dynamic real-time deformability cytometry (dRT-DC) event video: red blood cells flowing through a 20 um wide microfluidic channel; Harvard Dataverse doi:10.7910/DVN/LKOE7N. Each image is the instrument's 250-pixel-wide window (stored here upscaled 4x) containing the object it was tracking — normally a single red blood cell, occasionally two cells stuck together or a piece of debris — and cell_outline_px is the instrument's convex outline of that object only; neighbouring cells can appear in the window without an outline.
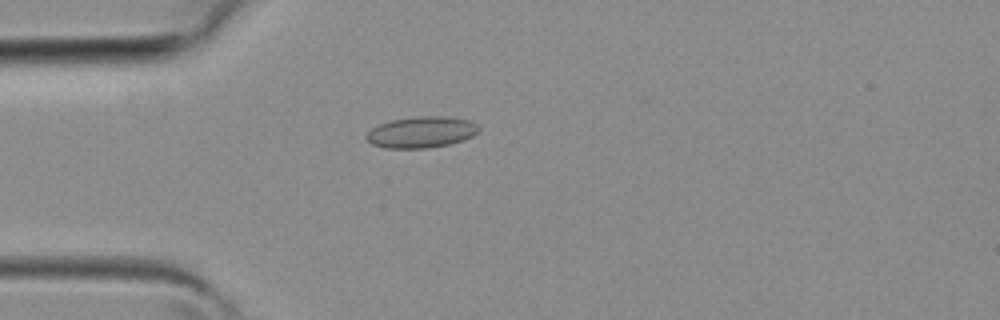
{"species": "common noctule bat (a hibernating species)", "species_latin": "Nyctalus noctula", "temperature_condition": "room temperature", "stored_images_in_passage": 33, "camera_frame_rate_fps": 3000, "um_per_image_px": 0.085, "animal": {"sex": "female", "body_mass_g": 19.3, "forearm_length_mm": 54.1}, "frame": {"image": 1, "passage_image": 4, "time_ms": 1.0, "image_size_px": [1000, 320], "cell_outline_px": [[480, 128], [472, 136], [464, 140], [452, 144], [428, 148], [384, 148], [372, 144], [364, 136], [372, 128], [380, 124], [392, 120], [420, 116], [444, 116], [468, 120], [476, 124]], "centroid_in_image_um": [35.82, 11.24], "position_along_channel_um": 49.2, "area_um2": 20.4}}
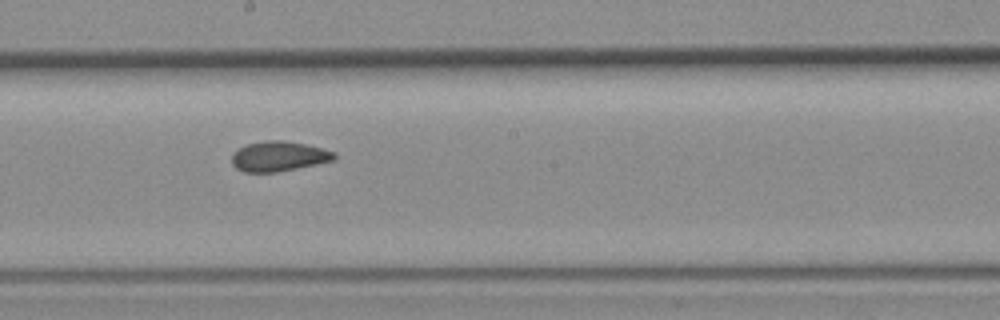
{"frame": {"image": 2, "passage_image": 15, "time_ms": 4.667, "image_size_px": [1000, 320], "cell_outline_px": [[336, 160], [276, 172], [244, 172], [236, 168], [232, 164], [232, 152], [248, 144], [268, 140], [284, 140], [304, 144], [336, 152]], "centroid_in_image_um": [23.69, 13.29], "position_along_channel_um": 224.5, "area_um2": 17.8}}
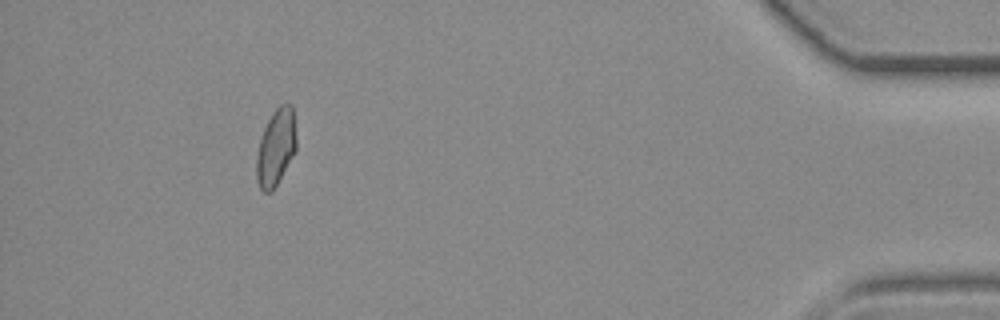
{"frame": {"image": 3, "passage_image": 30, "time_ms": 9.667, "image_size_px": [1000, 320], "cell_outline_px": [[296, 152], [272, 192], [264, 192], [260, 188], [256, 180], [256, 156], [260, 136], [272, 112], [280, 104], [292, 104], [296, 136]], "centroid_in_image_um": [23.44, 12.54], "position_along_channel_um": 411.8, "area_um2": 18.03}}